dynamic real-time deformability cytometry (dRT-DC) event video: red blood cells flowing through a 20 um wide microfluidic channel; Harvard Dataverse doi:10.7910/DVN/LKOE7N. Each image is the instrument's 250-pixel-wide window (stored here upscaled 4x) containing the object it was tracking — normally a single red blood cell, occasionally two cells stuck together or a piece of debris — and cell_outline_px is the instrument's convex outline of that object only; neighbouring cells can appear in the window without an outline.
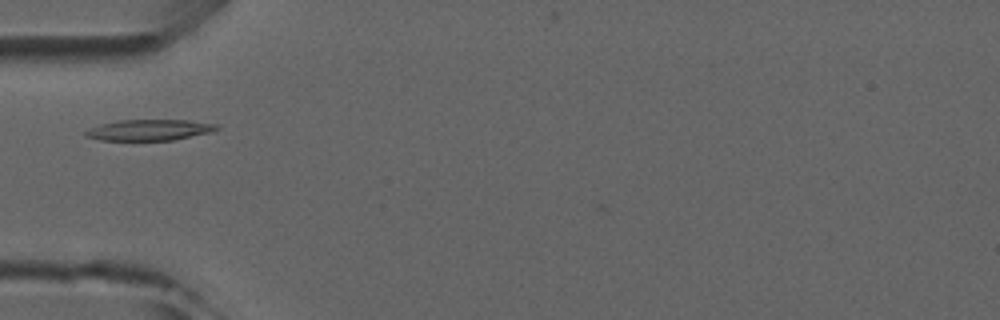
{"species": "common noctule bat (a hibernating species)", "species_latin": "Nyctalus noctula", "temperature_condition": "room temperature", "stored_images_in_passage": 4, "camera_frame_rate_fps": 3000, "um_per_image_px": 0.085, "animal": {"sex": "male", "forearm_length_mm": 52.5}, "frame": {"image": 1, "passage_image": 3, "time_ms": 2.333, "image_size_px": [1000, 320], "cell_outline_px": [[220, 128], [212, 132], [172, 140], [100, 140], [84, 136], [84, 132], [88, 128], [100, 124], [120, 120], [188, 120], [220, 124]], "centroid_in_image_um": [12.71, 11.04], "position_along_channel_um": 72.3, "area_um2": 16.13}}
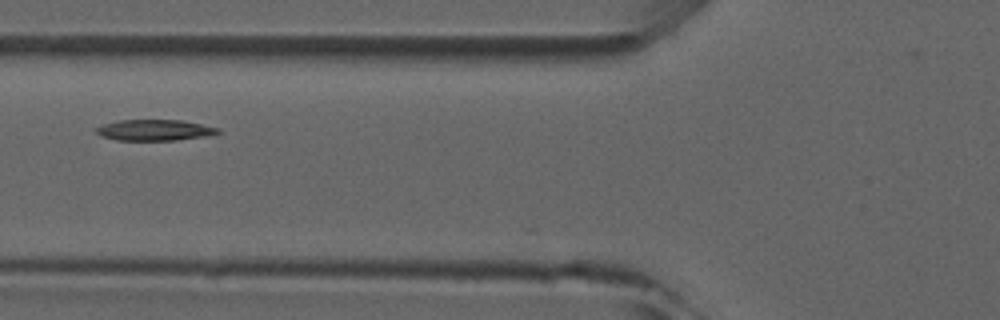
{"frame": {"image": 2, "passage_image": 4, "time_ms": 3.333, "image_size_px": [1000, 320], "cell_outline_px": [[220, 132], [212, 136], [176, 140], [116, 140], [100, 136], [96, 132], [96, 128], [104, 124], [120, 120], [180, 120], [220, 128]], "centroid_in_image_um": [13.18, 11.07], "position_along_channel_um": 112.6, "area_um2": 14.91}}